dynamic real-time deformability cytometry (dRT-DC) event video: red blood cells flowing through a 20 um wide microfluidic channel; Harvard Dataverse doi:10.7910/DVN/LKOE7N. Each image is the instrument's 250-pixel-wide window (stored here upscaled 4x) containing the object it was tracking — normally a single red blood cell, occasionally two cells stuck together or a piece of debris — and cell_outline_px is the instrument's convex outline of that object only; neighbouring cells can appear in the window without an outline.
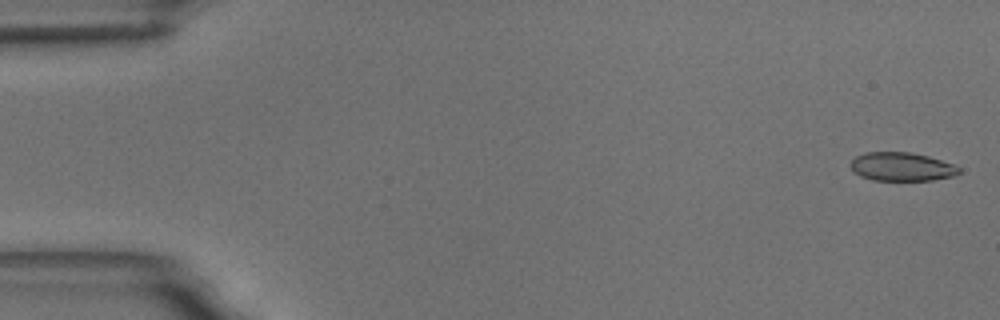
{"species": "common noctule bat (a hibernating species)", "species_latin": "Nyctalus noctula", "temperature_condition": "room temperature", "stored_images_in_passage": 15, "camera_frame_rate_fps": 3000, "um_per_image_px": 0.085, "animal": {"sex": "male", "body_mass_g": 18.8}, "frame": {"image": 1, "passage_image": 1, "time_ms": 0.0, "image_size_px": [1000, 320], "cell_outline_px": [[960, 172], [956, 176], [932, 180], [872, 180], [860, 176], [848, 164], [856, 156], [868, 152], [908, 152], [928, 156], [952, 164], [960, 168]], "centroid_in_image_um": [76.64, 14.17], "position_along_channel_um": 8.4, "area_um2": 17.98}}
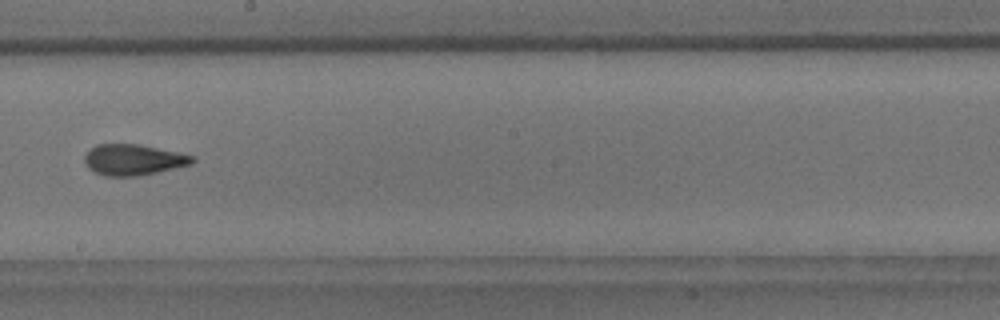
{"frame": {"image": 2, "passage_image": 9, "time_ms": 10.333, "image_size_px": [1000, 320], "cell_outline_px": [[196, 160], [192, 164], [156, 172], [136, 176], [104, 176], [88, 168], [84, 160], [84, 156], [96, 144], [140, 144], [180, 152], [196, 156]], "centroid_in_image_um": [11.37, 13.57], "position_along_channel_um": 236.8, "area_um2": 19.48}}
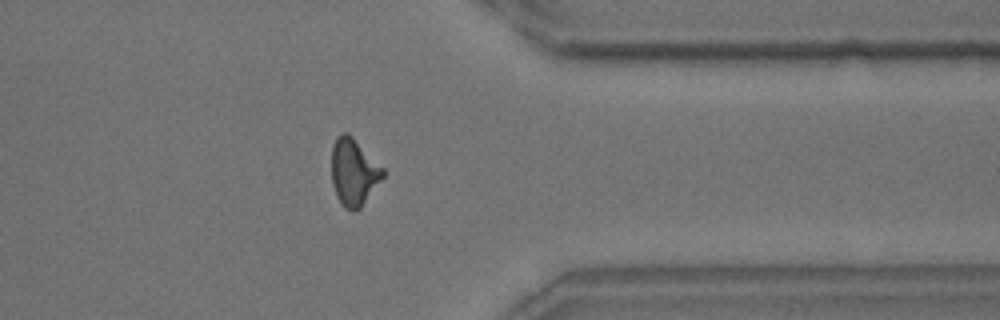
{"frame": {"image": 3, "passage_image": 13, "time_ms": 14.667, "image_size_px": [1000, 320], "cell_outline_px": [[384, 176], [360, 208], [356, 212], [352, 212], [344, 208], [340, 204], [336, 196], [332, 184], [332, 144], [336, 136], [344, 132], [348, 132], [384, 168]], "centroid_in_image_um": [30.05, 14.64], "position_along_channel_um": 381.4, "area_um2": 20.23}, "authors_computed_cell_mechanics": {"area_um2": 19.3052, "velocity_mm_per_s": 3.5479, "shape_relaxation_time_tau1_ms": 3.9425, "shape_relaxation_time_tau2_ms": 1.6174, "deformation_change_tau1": 0.1536, "deformation_change_tau2": 0.0976}}